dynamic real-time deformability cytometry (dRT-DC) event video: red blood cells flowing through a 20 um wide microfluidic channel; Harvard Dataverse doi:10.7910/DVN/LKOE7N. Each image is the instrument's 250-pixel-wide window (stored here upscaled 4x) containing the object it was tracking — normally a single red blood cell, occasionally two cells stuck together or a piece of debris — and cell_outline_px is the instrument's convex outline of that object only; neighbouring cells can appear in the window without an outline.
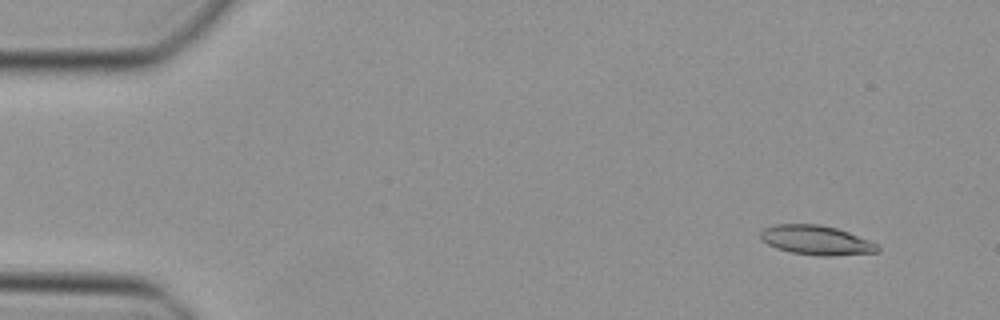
{"species": "Egyptian fruit bat (a non-hibernating species)", "species_latin": "Rousettus aegyptiacus", "temperature_condition": "cold", "stored_images_in_passage": 15, "camera_frame_rate_fps": 3000, "um_per_image_px": 0.085, "animal": {"sex": "female"}, "frame": {"image": 1, "passage_image": 4, "time_ms": 1.0, "image_size_px": [1000, 320], "cell_outline_px": [[880, 252], [832, 256], [820, 256], [792, 252], [776, 248], [768, 244], [760, 236], [760, 232], [764, 228], [772, 224], [820, 224], [836, 228], [848, 232], [868, 240], [876, 244], [880, 248]], "centroid_in_image_um": [69.38, 20.41], "position_along_channel_um": 15.6, "area_um2": 20.0}}
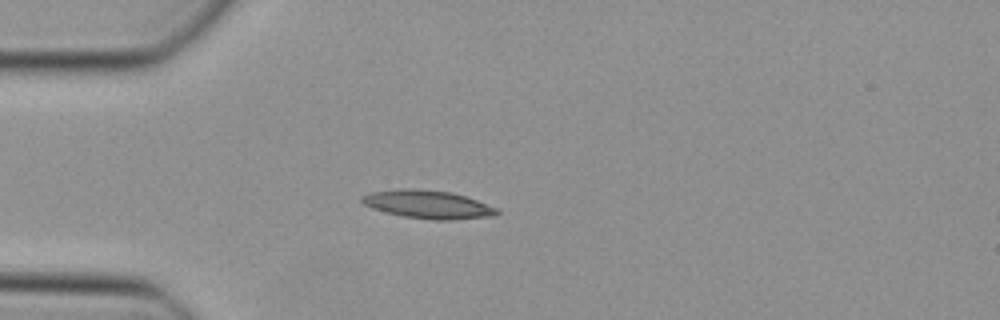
{"frame": {"image": 2, "passage_image": 13, "time_ms": 4.0, "image_size_px": [1000, 320], "cell_outline_px": [[500, 212], [496, 216], [452, 220], [432, 220], [404, 216], [372, 208], [364, 204], [360, 200], [360, 196], [372, 192], [404, 188], [412, 188], [452, 192], [500, 208]], "centroid_in_image_um": [36.43, 17.38], "position_along_channel_um": 48.6, "area_um2": 22.25}}